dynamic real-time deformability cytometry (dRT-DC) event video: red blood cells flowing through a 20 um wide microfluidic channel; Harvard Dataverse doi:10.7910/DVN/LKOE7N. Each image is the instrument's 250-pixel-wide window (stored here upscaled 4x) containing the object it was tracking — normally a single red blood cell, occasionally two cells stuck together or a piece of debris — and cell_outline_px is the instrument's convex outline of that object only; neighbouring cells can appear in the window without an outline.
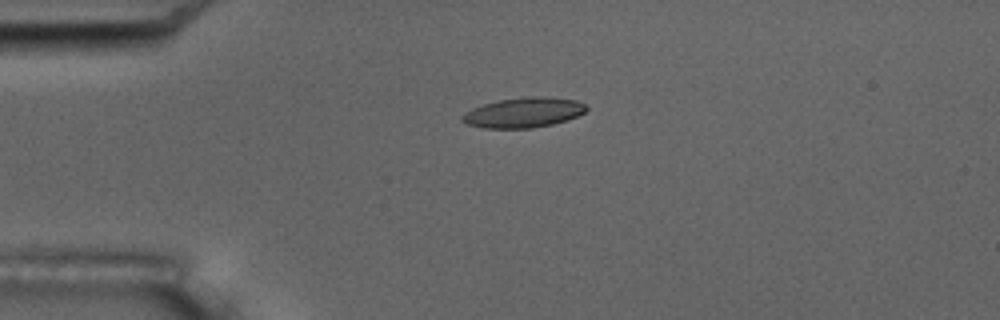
{"species": "common noctule bat (a hibernating species)", "species_latin": "Nyctalus noctula", "temperature_condition": "room temperature", "stored_images_in_passage": 4, "camera_frame_rate_fps": 3000, "um_per_image_px": 0.085, "animal": {"sex": "male", "body_mass_g": 17.5, "forearm_length_mm": 52.3}, "frame": {"image": 1, "passage_image": 3, "time_ms": 2.333, "image_size_px": [1000, 320], "cell_outline_px": [[588, 108], [584, 112], [568, 120], [552, 124], [532, 128], [484, 128], [468, 124], [460, 120], [460, 116], [464, 112], [472, 108], [496, 100], [532, 96], [544, 96], [576, 100], [584, 104]], "centroid_in_image_um": [44.47, 9.56], "position_along_channel_um": 40.5, "area_um2": 21.79}}